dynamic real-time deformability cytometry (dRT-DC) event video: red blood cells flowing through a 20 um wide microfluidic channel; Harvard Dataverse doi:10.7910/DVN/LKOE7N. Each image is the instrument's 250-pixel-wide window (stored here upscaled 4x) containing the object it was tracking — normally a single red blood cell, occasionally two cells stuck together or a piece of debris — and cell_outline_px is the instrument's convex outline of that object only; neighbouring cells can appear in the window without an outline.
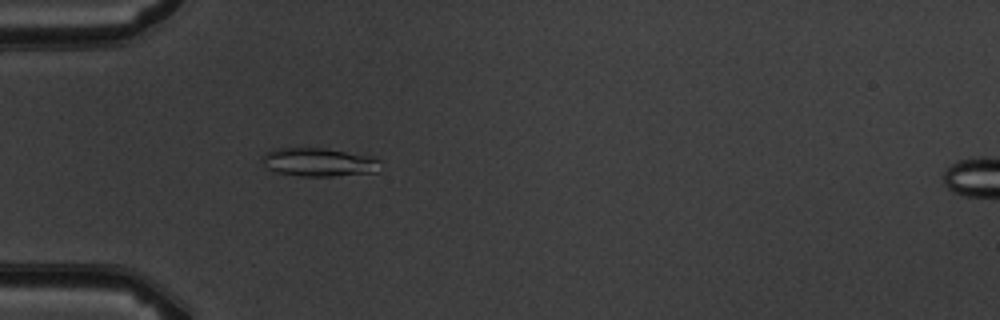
{"species": "common noctule bat (a hibernating species)", "species_latin": "Nyctalus noctula", "temperature_condition": "warm", "stored_images_in_passage": 6, "camera_frame_rate_fps": 3000, "um_per_image_px": 0.085, "animal": {"sex": "male", "body_mass_g": 19.5, "forearm_length_mm": 54.6}, "frame": {"image": 1, "passage_image": 5, "time_ms": 4.667, "image_size_px": [1000, 320], "cell_outline_px": [[380, 172], [336, 176], [300, 176], [276, 172], [268, 168], [260, 160], [260, 156], [276, 148], [324, 148], [372, 156], [380, 160]], "centroid_in_image_um": [27.12, 13.79], "position_along_channel_um": 57.9, "area_um2": 19.83}}